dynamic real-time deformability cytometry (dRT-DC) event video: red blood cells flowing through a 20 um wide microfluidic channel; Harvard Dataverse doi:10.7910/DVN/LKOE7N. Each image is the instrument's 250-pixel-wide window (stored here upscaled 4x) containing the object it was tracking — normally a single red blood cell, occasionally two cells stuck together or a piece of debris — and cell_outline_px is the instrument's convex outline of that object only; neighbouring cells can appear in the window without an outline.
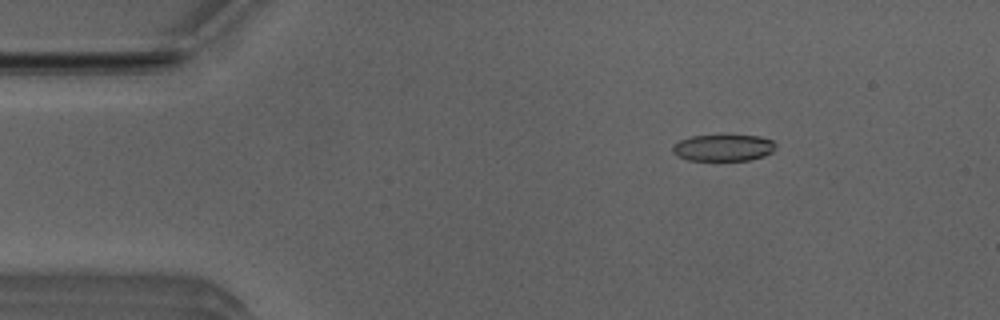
{"species": "Egyptian fruit bat (a non-hibernating species)", "species_latin": "Rousettus aegyptiacus", "temperature_condition": "room temperature", "stored_images_in_passage": 52, "camera_frame_rate_fps": 3000, "um_per_image_px": 0.085, "animal": {"sex": "male"}, "frame": {"image": 1, "passage_image": 8, "time_ms": 2.333, "image_size_px": [1000, 320], "cell_outline_px": [[776, 148], [772, 152], [764, 156], [748, 160], [688, 160], [672, 152], [672, 144], [680, 140], [692, 136], [760, 136], [772, 140], [776, 144]], "centroid_in_image_um": [61.49, 12.56], "position_along_channel_um": 23.5, "area_um2": 15.84}}
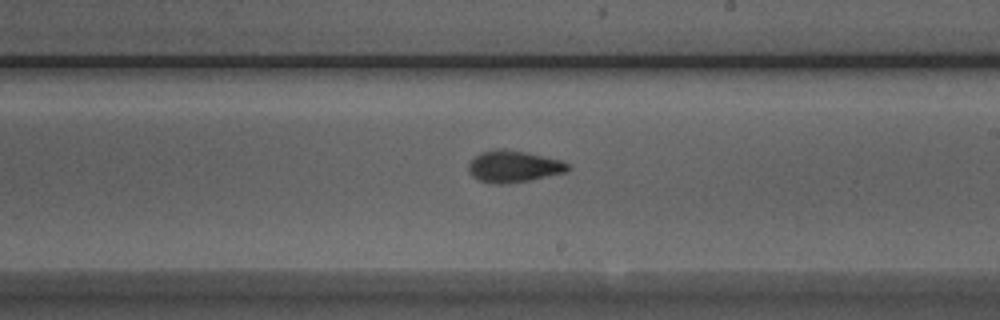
{"frame": {"image": 2, "passage_image": 30, "time_ms": 9.667, "image_size_px": [1000, 320], "cell_outline_px": [[572, 168], [564, 172], [532, 180], [504, 184], [496, 184], [480, 180], [472, 176], [468, 172], [468, 164], [480, 152], [496, 148], [504, 148], [528, 152], [560, 160], [568, 164]], "centroid_in_image_um": [43.64, 14.14], "position_along_channel_um": 245.4, "area_um2": 18.5}}
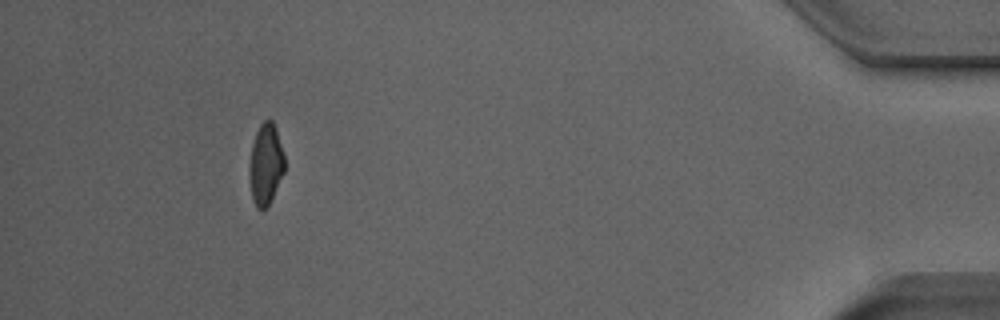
{"frame": {"image": 3, "passage_image": 48, "time_ms": 15.667, "image_size_px": [1000, 320], "cell_outline_px": [[284, 172], [268, 204], [264, 208], [256, 208], [252, 196], [252, 144], [256, 132], [260, 124], [264, 120], [272, 120], [276, 128], [284, 156]], "centroid_in_image_um": [22.63, 13.89], "position_along_channel_um": 412.6, "area_um2": 15.61}, "authors_computed_cell_mechanics": {"area_um2": 17.34, "velocity_mm_per_s": 3.9467, "shape_relaxation_time_tau1_ms": 4.596, "shape_relaxation_time_tau2_ms": 2.8254, "deformation_change_tau1": 0.1665, "deformation_change_tau2": 0.0971}}